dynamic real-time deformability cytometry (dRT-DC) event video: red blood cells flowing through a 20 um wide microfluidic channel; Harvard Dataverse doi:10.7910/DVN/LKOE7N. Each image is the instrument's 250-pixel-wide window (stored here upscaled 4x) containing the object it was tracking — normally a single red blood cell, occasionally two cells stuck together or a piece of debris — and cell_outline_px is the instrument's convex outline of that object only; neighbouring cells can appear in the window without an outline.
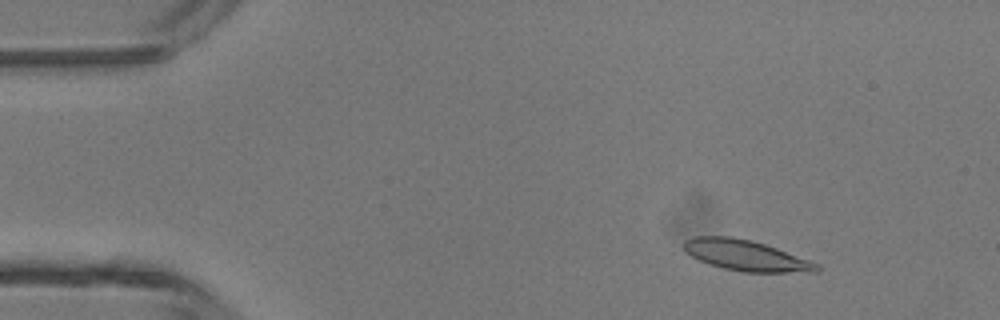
{"species": "common noctule bat (a hibernating species)", "species_latin": "Nyctalus noctula", "temperature_condition": "room temperature", "stored_images_in_passage": 47, "camera_frame_rate_fps": 3000, "um_per_image_px": 0.085, "animal": {"sex": "male", "body_mass_g": 13.3}, "frame": {"image": 1, "passage_image": 6, "time_ms": 1.667, "image_size_px": [1000, 320], "cell_outline_px": [[820, 268], [816, 272], [744, 272], [724, 268], [708, 264], [684, 252], [684, 240], [696, 236], [732, 236], [752, 240], [776, 248], [820, 264]], "centroid_in_image_um": [63.38, 21.71], "position_along_channel_um": 21.6, "area_um2": 23.7}}
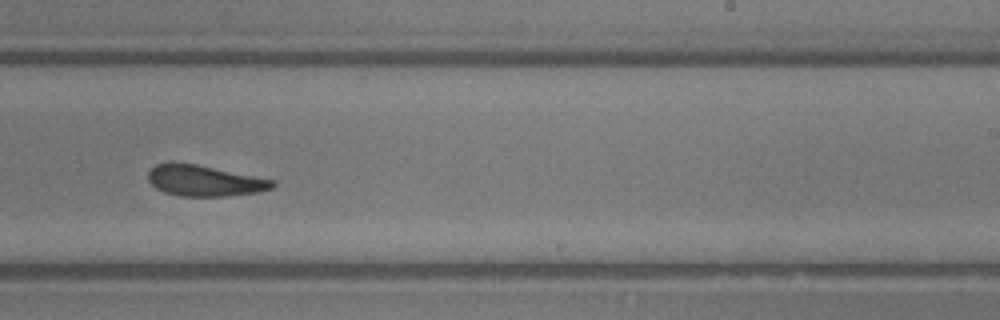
{"frame": {"image": 2, "passage_image": 29, "time_ms": 9.333, "image_size_px": [1000, 320], "cell_outline_px": [[276, 184], [272, 188], [256, 192], [228, 196], [180, 196], [164, 192], [156, 188], [148, 180], [148, 172], [156, 164], [168, 160], [172, 160], [196, 164], [276, 180]], "centroid_in_image_um": [17.34, 15.33], "position_along_channel_um": 271.7, "area_um2": 22.72}}
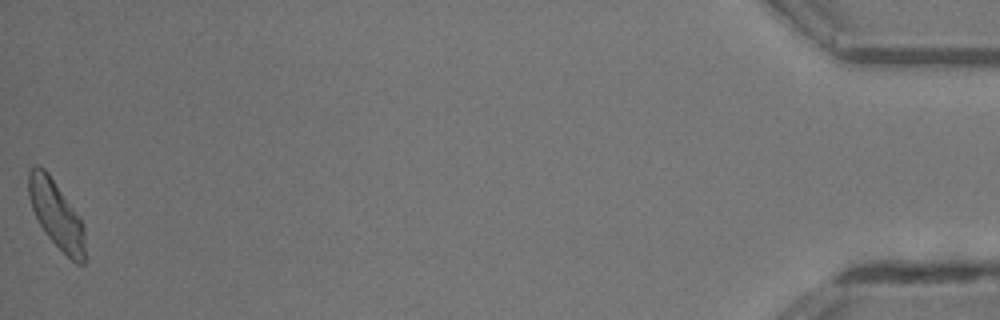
{"frame": {"image": 3, "passage_image": 47, "time_ms": 15.333, "image_size_px": [1000, 320], "cell_outline_px": [[84, 264], [76, 264], [44, 232], [32, 208], [28, 196], [28, 172], [36, 164], [44, 168], [48, 172], [80, 216], [84, 228]], "centroid_in_image_um": [4.78, 18.19], "position_along_channel_um": 430.4, "area_um2": 22.02}, "authors_computed_cell_mechanics": {"area_um2": 23.0044, "velocity_mm_per_s": 4.366, "shape_relaxation_time_tau1_ms": 3.2689, "shape_relaxation_time_tau2_ms": 3.6017, "deformation_change_tau1": 0.146, "deformation_change_tau2": 0.1473}}